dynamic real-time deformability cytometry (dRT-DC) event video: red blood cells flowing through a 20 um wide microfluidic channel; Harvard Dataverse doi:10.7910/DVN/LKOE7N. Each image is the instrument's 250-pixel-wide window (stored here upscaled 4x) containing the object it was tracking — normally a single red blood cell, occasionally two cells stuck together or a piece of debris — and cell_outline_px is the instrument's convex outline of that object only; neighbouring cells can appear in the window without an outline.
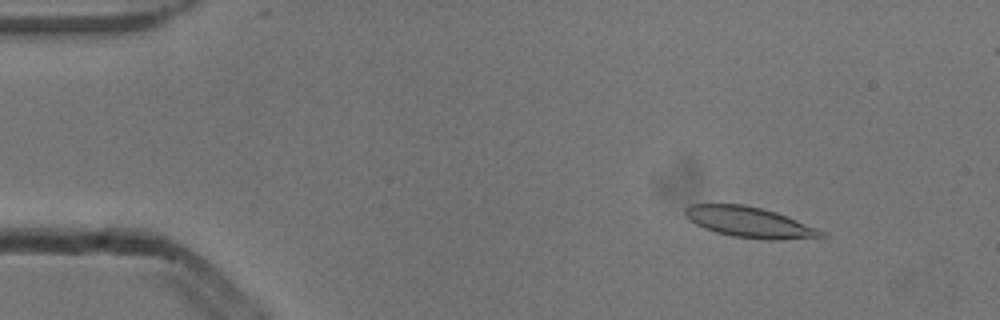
{"species": "common noctule bat (a hibernating species)", "species_latin": "Nyctalus noctula", "temperature_condition": "cold", "stored_images_in_passage": 29, "camera_frame_rate_fps": 3000, "um_per_image_px": 0.085, "animal": {"sex": "male", "body_mass_g": 13.3}, "frame": {"image": 1, "passage_image": 2, "time_ms": 0.333, "image_size_px": [1000, 320], "cell_outline_px": [[824, 236], [780, 240], [768, 240], [732, 236], [716, 232], [704, 228], [688, 220], [684, 216], [684, 208], [692, 204], [744, 204], [776, 212], [816, 228], [824, 232]], "centroid_in_image_um": [63.63, 18.88], "position_along_channel_um": 21.4, "area_um2": 24.04}}
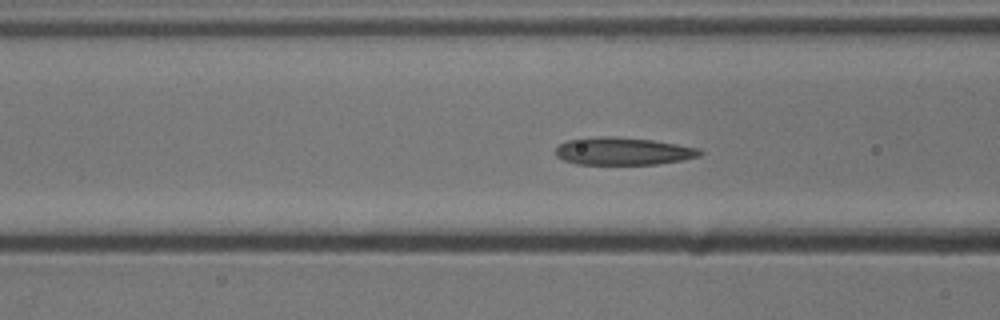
{"frame": {"image": 2, "passage_image": 16, "time_ms": 5.0, "image_size_px": [1000, 320], "cell_outline_px": [[704, 152], [700, 156], [684, 160], [656, 164], [576, 164], [564, 160], [556, 156], [556, 148], [560, 144], [568, 140], [600, 136], [616, 136], [652, 140], [700, 148]], "centroid_in_image_um": [52.99, 12.85], "position_along_channel_um": 113.6, "area_um2": 23.24}}
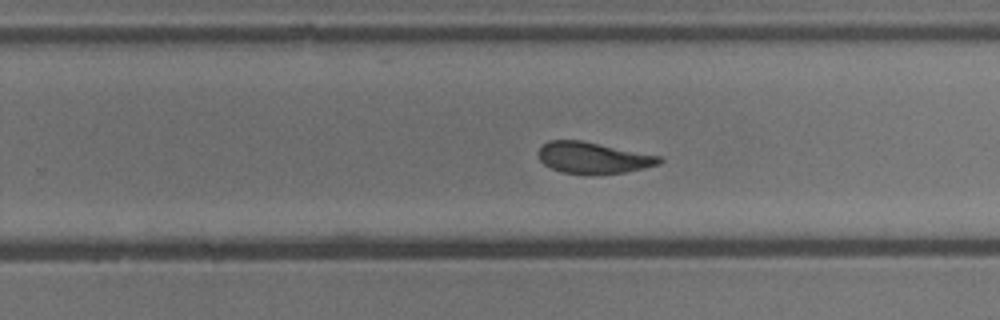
{"frame": {"image": 3, "passage_image": 29, "time_ms": 9.333, "image_size_px": [1000, 320], "cell_outline_px": [[664, 160], [660, 164], [644, 168], [624, 172], [592, 176], [564, 172], [552, 168], [544, 164], [540, 160], [536, 152], [548, 140], [580, 140], [660, 156]], "centroid_in_image_um": [50.41, 13.43], "position_along_channel_um": 279.4, "area_um2": 22.25}}